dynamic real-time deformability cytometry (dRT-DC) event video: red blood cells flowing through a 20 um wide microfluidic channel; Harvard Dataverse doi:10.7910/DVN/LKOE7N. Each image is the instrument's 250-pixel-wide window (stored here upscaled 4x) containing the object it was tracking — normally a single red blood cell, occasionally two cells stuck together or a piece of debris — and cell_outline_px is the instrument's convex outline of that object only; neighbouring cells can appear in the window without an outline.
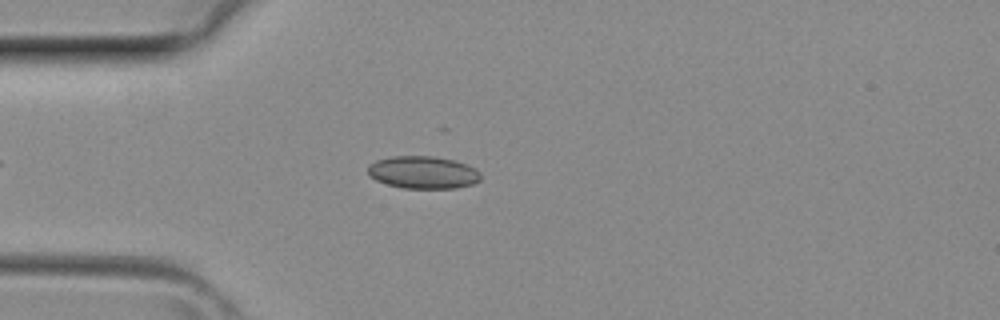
{"species": "common noctule bat (a hibernating species)", "species_latin": "Nyctalus noctula", "temperature_condition": "room temperature", "stored_images_in_passage": 34, "camera_frame_rate_fps": 3000, "um_per_image_px": 0.085, "animal": {"sex": "female", "body_mass_g": 29.2, "forearm_length_mm": 56.3}, "frame": {"image": 1, "passage_image": 6, "time_ms": 1.667, "image_size_px": [1000, 320], "cell_outline_px": [[480, 180], [472, 184], [456, 188], [404, 188], [388, 184], [376, 180], [368, 172], [368, 164], [376, 160], [392, 156], [432, 156], [456, 160], [476, 168], [480, 172]], "centroid_in_image_um": [35.98, 14.64], "position_along_channel_um": 49.0, "area_um2": 21.39}}
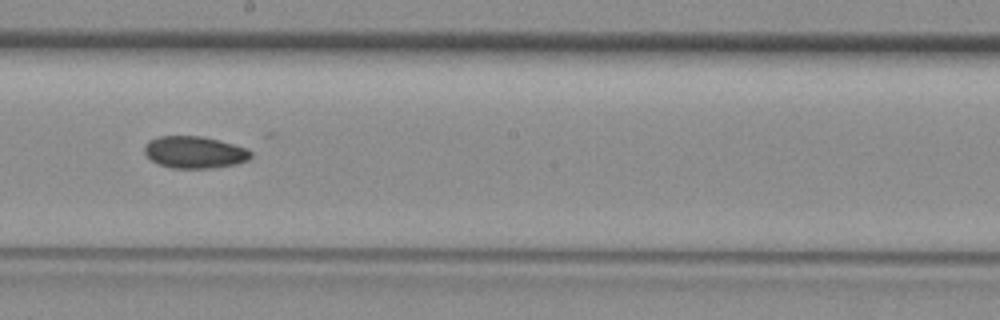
{"frame": {"image": 2, "passage_image": 17, "time_ms": 5.333, "image_size_px": [1000, 320], "cell_outline_px": [[252, 156], [248, 160], [236, 164], [208, 168], [172, 168], [160, 164], [152, 160], [144, 152], [144, 148], [148, 140], [160, 136], [200, 136], [220, 140], [244, 148], [252, 152]], "centroid_in_image_um": [16.53, 12.93], "position_along_channel_um": 231.7, "area_um2": 19.65}}
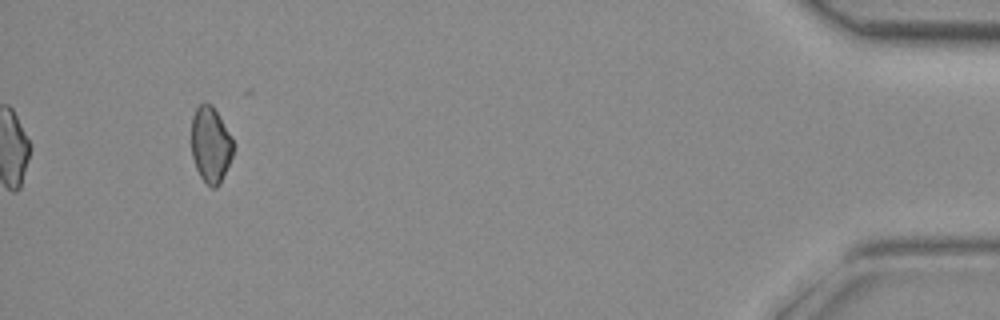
{"frame": {"image": 3, "passage_image": 32, "time_ms": 10.333, "image_size_px": [1000, 320], "cell_outline_px": [[232, 156], [220, 184], [216, 188], [212, 188], [200, 176], [196, 168], [192, 156], [192, 116], [196, 108], [200, 104], [212, 104], [232, 136]], "centroid_in_image_um": [17.9, 12.3], "position_along_channel_um": 417.3, "area_um2": 18.32}}